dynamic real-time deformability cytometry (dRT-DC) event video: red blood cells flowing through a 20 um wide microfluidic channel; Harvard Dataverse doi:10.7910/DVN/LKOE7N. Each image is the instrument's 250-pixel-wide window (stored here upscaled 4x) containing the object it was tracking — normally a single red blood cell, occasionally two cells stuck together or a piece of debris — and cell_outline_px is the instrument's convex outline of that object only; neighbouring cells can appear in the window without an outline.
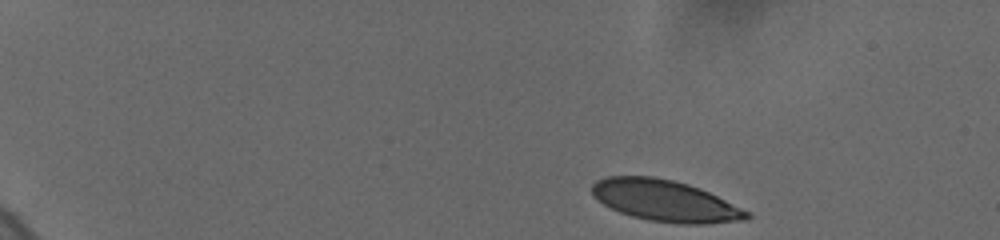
{"species": "human", "species_latin": "Homo sapiens", "temperature_condition": "cold", "stored_images_in_passage": 30, "camera_frame_rate_fps": 3000, "um_per_image_px": 0.085, "donor": {"sex": "female"}, "frame": {"image": 1, "passage_image": 1, "time_ms": 0.0, "image_size_px": [1000, 240], "cell_outline_px": [[752, 216], [748, 220], [708, 224], [676, 224], [648, 220], [632, 216], [620, 212], [596, 200], [592, 196], [592, 184], [596, 180], [604, 176], [652, 176], [672, 180], [688, 184], [700, 188], [752, 212]], "centroid_in_image_um": [56.57, 17.07], "position_along_channel_um": 28.4, "area_um2": 37.74}}
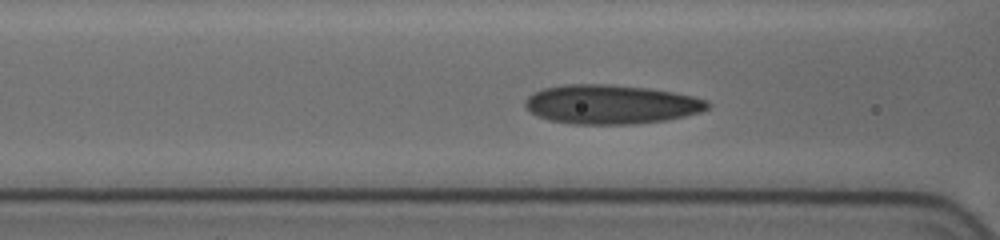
{"frame": {"image": 2, "passage_image": 18, "time_ms": 5.667, "image_size_px": [1000, 240], "cell_outline_px": [[712, 104], [708, 108], [700, 112], [684, 116], [664, 120], [632, 124], [572, 124], [548, 120], [536, 116], [524, 104], [524, 100], [532, 92], [544, 88], [564, 84], [612, 84], [648, 88], [672, 92], [692, 96], [708, 100]], "centroid_in_image_um": [51.91, 8.86], "position_along_channel_um": 114.7, "area_um2": 41.79}}
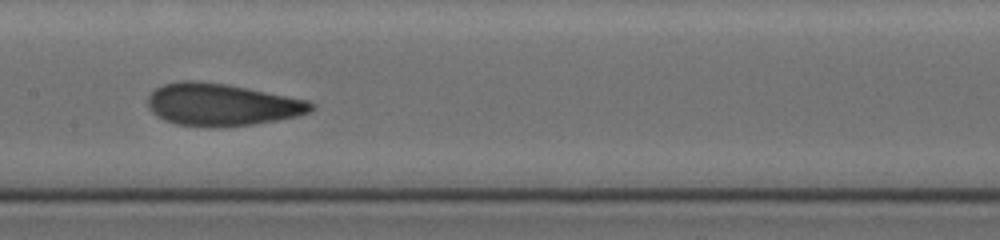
{"frame": {"image": 3, "passage_image": 29, "time_ms": 7.667, "image_size_px": [1000, 240], "cell_outline_px": [[316, 108], [308, 112], [296, 116], [276, 120], [252, 124], [176, 124], [164, 120], [156, 116], [148, 108], [148, 96], [156, 88], [164, 84], [184, 80], [196, 80], [228, 84], [308, 100], [316, 104]], "centroid_in_image_um": [18.85, 8.84], "position_along_channel_um": 188.5, "area_um2": 39.3}}